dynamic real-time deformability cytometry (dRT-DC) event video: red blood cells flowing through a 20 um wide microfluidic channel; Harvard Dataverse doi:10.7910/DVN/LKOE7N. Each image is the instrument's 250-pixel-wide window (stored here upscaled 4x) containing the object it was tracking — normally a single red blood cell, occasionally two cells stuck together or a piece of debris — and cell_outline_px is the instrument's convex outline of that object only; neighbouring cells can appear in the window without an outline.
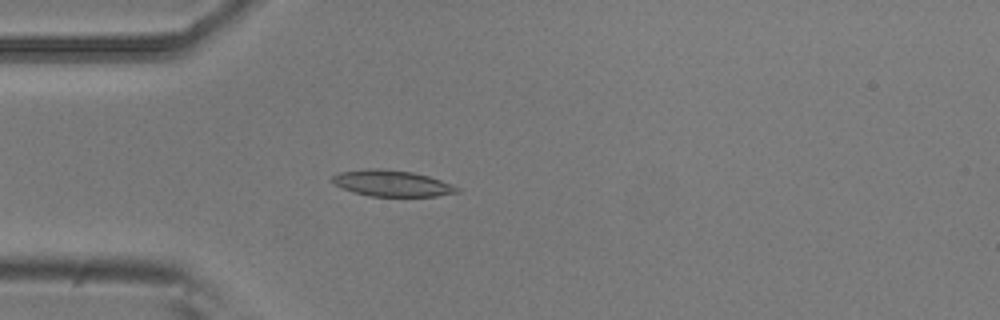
{"species": "common noctule bat (a hibernating species)", "species_latin": "Nyctalus noctula", "temperature_condition": "room temperature", "stored_images_in_passage": 2, "camera_frame_rate_fps": 3000, "um_per_image_px": 0.085, "animal": {"sex": "male", "body_mass_g": 20.5, "forearm_length_mm": 52.5}, "frame": {"image": 1, "passage_image": 2, "time_ms": 0.333, "image_size_px": [1000, 320], "cell_outline_px": [[460, 192], [436, 196], [368, 196], [352, 192], [336, 184], [332, 180], [332, 176], [340, 172], [364, 168], [380, 168], [412, 172], [428, 176], [440, 180], [460, 188]], "centroid_in_image_um": [33.31, 15.58], "position_along_channel_um": 51.7, "area_um2": 18.96}}